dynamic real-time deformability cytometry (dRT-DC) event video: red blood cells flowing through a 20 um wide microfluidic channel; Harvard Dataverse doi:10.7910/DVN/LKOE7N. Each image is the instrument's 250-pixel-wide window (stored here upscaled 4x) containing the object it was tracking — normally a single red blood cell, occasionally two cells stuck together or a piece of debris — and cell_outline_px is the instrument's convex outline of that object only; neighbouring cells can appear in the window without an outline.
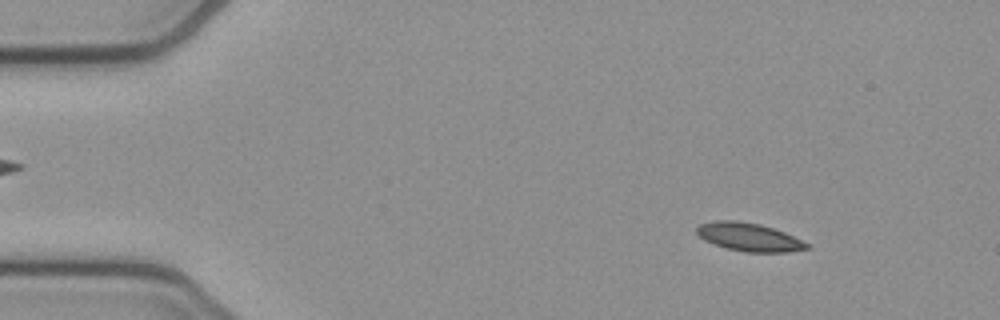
{"species": "common noctule bat (a hibernating species)", "species_latin": "Nyctalus noctula", "temperature_condition": "cold", "stored_images_in_passage": 53, "camera_frame_rate_fps": 3000, "um_per_image_px": 0.085, "animal": {"sex": "female", "body_mass_g": 21.9}, "frame": {"image": 1, "passage_image": 6, "time_ms": 1.667, "image_size_px": [1000, 320], "cell_outline_px": [[812, 248], [788, 252], [744, 252], [728, 248], [704, 240], [696, 232], [696, 228], [700, 224], [716, 220], [736, 220], [760, 224], [784, 232], [812, 244]], "centroid_in_image_um": [63.72, 20.15], "position_along_channel_um": 21.3, "area_um2": 18.15}}
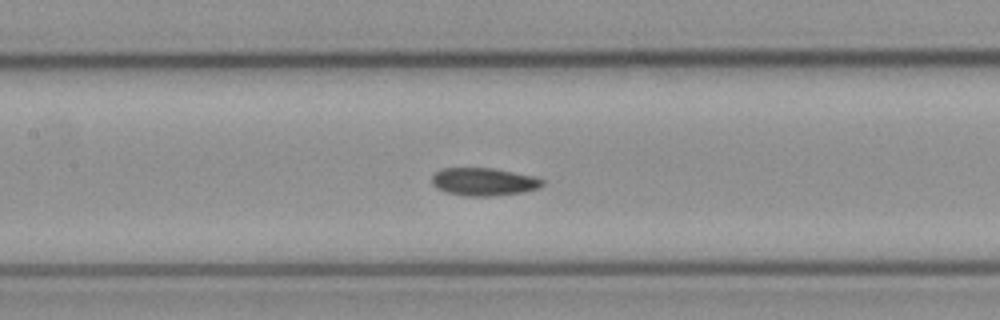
{"frame": {"image": 2, "passage_image": 24, "time_ms": 7.667, "image_size_px": [1000, 320], "cell_outline_px": [[544, 184], [540, 188], [524, 192], [492, 196], [464, 196], [444, 192], [436, 188], [432, 184], [432, 176], [440, 168], [492, 168], [532, 176], [544, 180]], "centroid_in_image_um": [41.09, 15.46], "position_along_channel_um": 166.3, "area_um2": 18.03}}
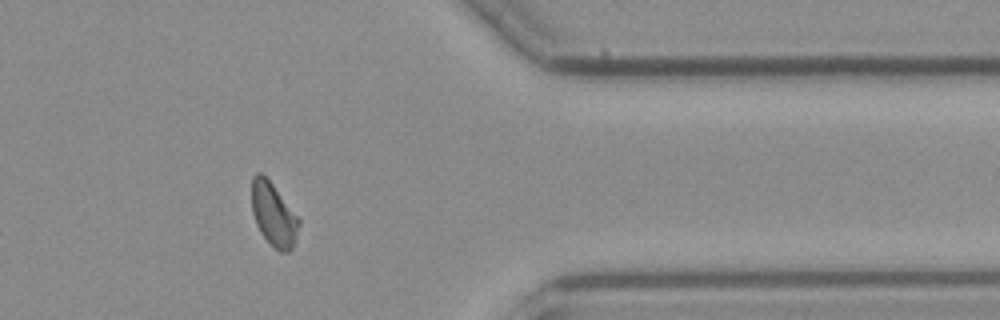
{"frame": {"image": 3, "passage_image": 43, "time_ms": 14.0, "image_size_px": [1000, 320], "cell_outline_px": [[300, 224], [296, 240], [292, 248], [288, 252], [280, 252], [260, 232], [256, 224], [252, 212], [252, 176], [256, 172], [260, 172], [272, 184], [300, 220]], "centroid_in_image_um": [23.25, 18.24], "position_along_channel_um": 388.2, "area_um2": 17.11}, "authors_computed_cell_mechanics": {"area_um2": 17.8602, "velocity_mm_per_s": 3.8044, "shape_relaxation_time_tau1_ms": 7.734, "shape_relaxation_time_tau2_ms": 4.3196, "deformation_change_tau1": 0.123, "deformation_change_tau2": 0.0915}}